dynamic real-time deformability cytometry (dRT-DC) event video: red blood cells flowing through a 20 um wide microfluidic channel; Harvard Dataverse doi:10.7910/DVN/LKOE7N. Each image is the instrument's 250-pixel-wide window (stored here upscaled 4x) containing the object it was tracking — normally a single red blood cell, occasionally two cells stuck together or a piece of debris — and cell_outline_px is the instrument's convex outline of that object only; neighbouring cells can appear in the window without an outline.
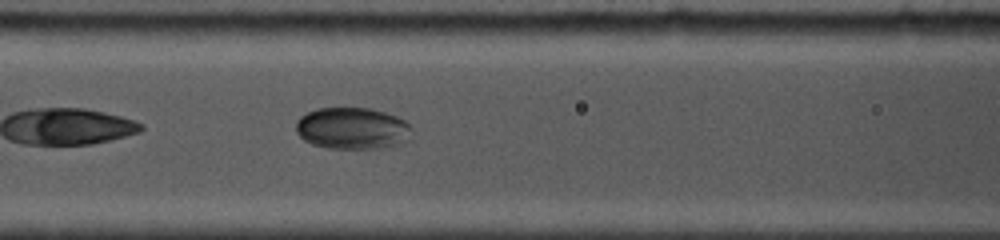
{"species": "common noctule bat (a hibernating species)", "species_latin": "Nyctalus noctula", "temperature_condition": "cold", "stored_images_in_passage": 3, "camera_frame_rate_fps": 5000, "um_per_image_px": 0.085, "animal": {"sex": "female", "body_mass_g": 19.0, "forearm_length_mm": 53.3}, "frame": {"image": 1, "passage_image": 3, "time_ms": 1.6, "image_size_px": [1000, 240], "cell_outline_px": [[408, 140], [404, 144], [380, 148], [328, 148], [312, 144], [304, 140], [296, 132], [296, 120], [300, 116], [316, 108], [372, 108], [396, 116], [404, 120], [408, 124]], "centroid_in_image_um": [29.91, 10.91], "position_along_channel_um": 136.7, "area_um2": 28.15}}